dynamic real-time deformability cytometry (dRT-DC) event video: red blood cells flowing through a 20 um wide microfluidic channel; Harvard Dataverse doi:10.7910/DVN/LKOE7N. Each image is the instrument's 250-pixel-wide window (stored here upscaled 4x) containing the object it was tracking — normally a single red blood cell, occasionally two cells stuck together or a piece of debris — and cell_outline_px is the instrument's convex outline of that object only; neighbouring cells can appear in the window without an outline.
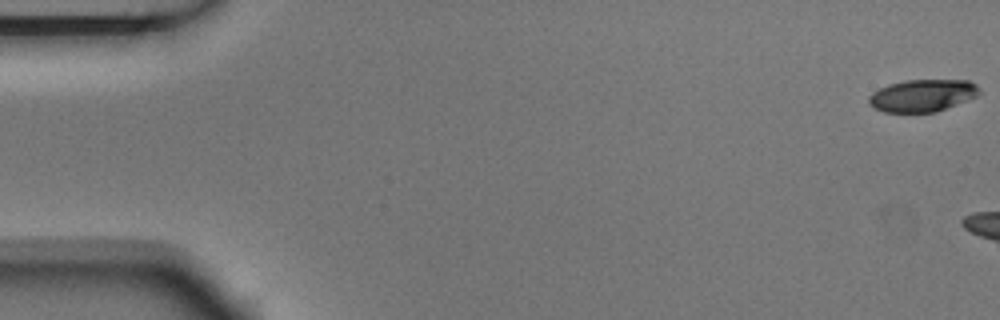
{"species": "Egyptian fruit bat (a non-hibernating species)", "species_latin": "Rousettus aegyptiacus", "temperature_condition": "room temperature", "stored_images_in_passage": 4, "camera_frame_rate_fps": 3000, "um_per_image_px": 0.085, "animal": {"sex": "male"}, "frame": {"image": 1, "passage_image": 1, "time_ms": 0.0, "image_size_px": [1000, 320], "cell_outline_px": [[980, 92], [976, 96], [936, 112], [884, 112], [868, 104], [868, 96], [872, 92], [888, 84], [904, 80], [968, 80], [976, 84], [980, 88]], "centroid_in_image_um": [78.38, 8.11], "position_along_channel_um": 6.6, "area_um2": 20.75}}